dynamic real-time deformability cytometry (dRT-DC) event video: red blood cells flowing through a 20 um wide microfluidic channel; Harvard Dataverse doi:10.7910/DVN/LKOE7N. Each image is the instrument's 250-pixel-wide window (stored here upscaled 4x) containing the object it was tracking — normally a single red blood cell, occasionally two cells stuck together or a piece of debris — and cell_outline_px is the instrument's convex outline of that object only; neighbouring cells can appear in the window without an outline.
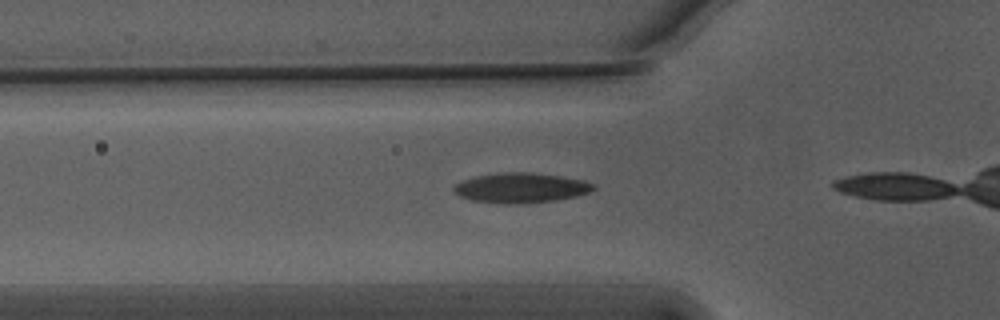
{"species": "Egyptian fruit bat (a non-hibernating species)", "species_latin": "Rousettus aegyptiacus", "temperature_condition": "warm", "stored_images_in_passage": 5, "camera_frame_rate_fps": 3000, "um_per_image_px": 0.085, "animal": {"sex": "male"}, "frame": {"image": 1, "passage_image": 4, "time_ms": 1.0, "image_size_px": [1000, 320], "cell_outline_px": [[596, 188], [588, 192], [576, 196], [556, 200], [520, 204], [500, 204], [472, 200], [460, 196], [452, 188], [456, 184], [464, 180], [476, 176], [504, 172], [532, 172], [560, 176], [584, 180], [596, 184]], "centroid_in_image_um": [44.3, 15.97], "position_along_channel_um": 81.5, "area_um2": 24.39}}